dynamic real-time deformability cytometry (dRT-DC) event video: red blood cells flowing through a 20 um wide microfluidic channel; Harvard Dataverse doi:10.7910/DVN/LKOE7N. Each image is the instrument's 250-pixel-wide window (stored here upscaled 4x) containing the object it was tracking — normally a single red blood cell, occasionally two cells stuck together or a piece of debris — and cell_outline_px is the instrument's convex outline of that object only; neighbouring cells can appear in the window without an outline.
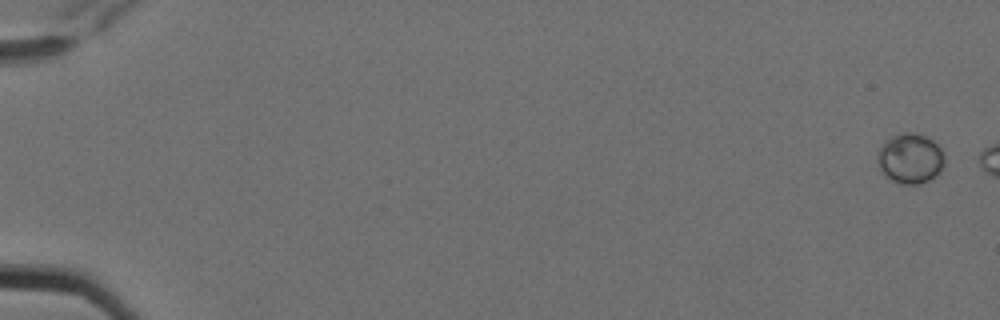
{"species": "Egyptian fruit bat (a non-hibernating species)", "species_latin": "Rousettus aegyptiacus", "temperature_condition": "cold", "stored_images_in_passage": 2, "camera_frame_rate_fps": 3000, "um_per_image_px": 0.085, "animal": {"sex": "female"}, "frame": {"image": 1, "passage_image": 1, "time_ms": 0.0, "image_size_px": [1000, 320], "cell_outline_px": [[944, 164], [940, 172], [936, 176], [920, 184], [900, 184], [884, 176], [880, 172], [876, 160], [876, 152], [880, 144], [892, 136], [904, 132], [916, 132], [932, 140], [944, 152]], "centroid_in_image_um": [77.32, 13.47], "position_along_channel_um": 7.7, "area_um2": 20.06}}